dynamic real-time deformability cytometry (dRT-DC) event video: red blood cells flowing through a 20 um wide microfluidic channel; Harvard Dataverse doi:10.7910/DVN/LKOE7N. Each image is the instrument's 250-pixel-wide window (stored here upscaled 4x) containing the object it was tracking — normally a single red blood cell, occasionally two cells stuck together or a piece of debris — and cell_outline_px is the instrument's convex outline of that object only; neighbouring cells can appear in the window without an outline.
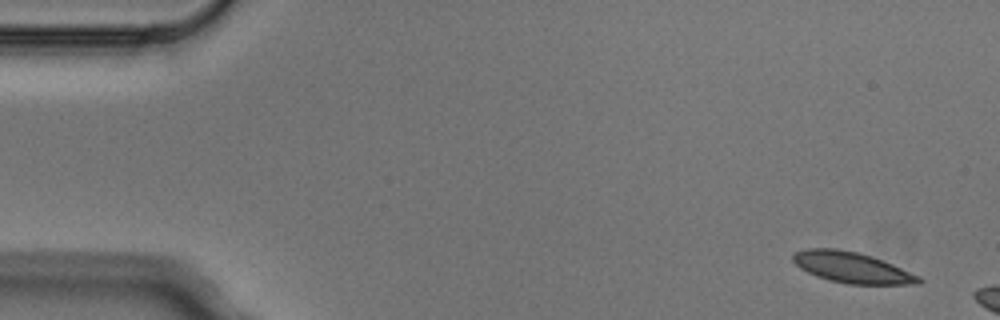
{"species": "Egyptian fruit bat (a non-hibernating species)", "species_latin": "Rousettus aegyptiacus", "temperature_condition": "cold", "stored_images_in_passage": 2, "camera_frame_rate_fps": 3000, "um_per_image_px": 0.085, "animal": {"sex": "male"}, "frame": {"image": 1, "passage_image": 1, "time_ms": 0.0, "image_size_px": [1000, 320], "cell_outline_px": [[924, 280], [920, 284], [848, 284], [828, 280], [816, 276], [800, 268], [792, 260], [792, 256], [796, 252], [808, 248], [836, 248], [860, 252], [872, 256], [892, 264], [920, 276]], "centroid_in_image_um": [72.42, 22.73], "position_along_channel_um": 12.6, "area_um2": 22.66}}